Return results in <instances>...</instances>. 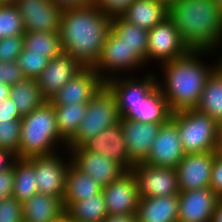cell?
Instances as JSON below:
<instances>
[{"label":"cell","instance_id":"4fadbf2b","mask_svg":"<svg viewBox=\"0 0 222 222\" xmlns=\"http://www.w3.org/2000/svg\"><path fill=\"white\" fill-rule=\"evenodd\" d=\"M67 150L70 153L71 163L83 173L91 175L102 187L109 185L127 172L120 163L105 155L88 151L84 146Z\"/></svg>","mask_w":222,"mask_h":222},{"label":"cell","instance_id":"816d5d0a","mask_svg":"<svg viewBox=\"0 0 222 222\" xmlns=\"http://www.w3.org/2000/svg\"><path fill=\"white\" fill-rule=\"evenodd\" d=\"M160 1H162L163 3H165L166 5H170V4H172V3H174V2H176V1H178V0H160Z\"/></svg>","mask_w":222,"mask_h":222},{"label":"cell","instance_id":"f907efd6","mask_svg":"<svg viewBox=\"0 0 222 222\" xmlns=\"http://www.w3.org/2000/svg\"><path fill=\"white\" fill-rule=\"evenodd\" d=\"M16 0H0V6L3 5H15Z\"/></svg>","mask_w":222,"mask_h":222},{"label":"cell","instance_id":"7dc6e473","mask_svg":"<svg viewBox=\"0 0 222 222\" xmlns=\"http://www.w3.org/2000/svg\"><path fill=\"white\" fill-rule=\"evenodd\" d=\"M215 54L216 68L222 73V43L213 51ZM217 54V55H216ZM219 58V59H218Z\"/></svg>","mask_w":222,"mask_h":222},{"label":"cell","instance_id":"8d00e7d4","mask_svg":"<svg viewBox=\"0 0 222 222\" xmlns=\"http://www.w3.org/2000/svg\"><path fill=\"white\" fill-rule=\"evenodd\" d=\"M0 222H24L22 203L14 197L0 200Z\"/></svg>","mask_w":222,"mask_h":222},{"label":"cell","instance_id":"d6a6232c","mask_svg":"<svg viewBox=\"0 0 222 222\" xmlns=\"http://www.w3.org/2000/svg\"><path fill=\"white\" fill-rule=\"evenodd\" d=\"M24 22L15 5L0 6V39L25 33Z\"/></svg>","mask_w":222,"mask_h":222},{"label":"cell","instance_id":"7a4b0ae2","mask_svg":"<svg viewBox=\"0 0 222 222\" xmlns=\"http://www.w3.org/2000/svg\"><path fill=\"white\" fill-rule=\"evenodd\" d=\"M111 19L95 4L64 10L59 29L63 52L83 67H94L111 29Z\"/></svg>","mask_w":222,"mask_h":222},{"label":"cell","instance_id":"681fc988","mask_svg":"<svg viewBox=\"0 0 222 222\" xmlns=\"http://www.w3.org/2000/svg\"><path fill=\"white\" fill-rule=\"evenodd\" d=\"M216 152L220 157H222V133L219 137L218 148Z\"/></svg>","mask_w":222,"mask_h":222},{"label":"cell","instance_id":"5b68a950","mask_svg":"<svg viewBox=\"0 0 222 222\" xmlns=\"http://www.w3.org/2000/svg\"><path fill=\"white\" fill-rule=\"evenodd\" d=\"M63 149H67V143L60 137L55 108L49 101L22 116L17 158L52 155Z\"/></svg>","mask_w":222,"mask_h":222},{"label":"cell","instance_id":"4dcf8cb0","mask_svg":"<svg viewBox=\"0 0 222 222\" xmlns=\"http://www.w3.org/2000/svg\"><path fill=\"white\" fill-rule=\"evenodd\" d=\"M88 103L54 106L60 137L68 144L77 134Z\"/></svg>","mask_w":222,"mask_h":222},{"label":"cell","instance_id":"277c9868","mask_svg":"<svg viewBox=\"0 0 222 222\" xmlns=\"http://www.w3.org/2000/svg\"><path fill=\"white\" fill-rule=\"evenodd\" d=\"M168 18L191 50L214 51L222 43V13L216 0H178Z\"/></svg>","mask_w":222,"mask_h":222},{"label":"cell","instance_id":"ba28073f","mask_svg":"<svg viewBox=\"0 0 222 222\" xmlns=\"http://www.w3.org/2000/svg\"><path fill=\"white\" fill-rule=\"evenodd\" d=\"M146 64L136 55L121 37L110 29L99 60L93 69L106 82L109 79L141 73ZM140 70V71H139ZM126 73V74H125Z\"/></svg>","mask_w":222,"mask_h":222},{"label":"cell","instance_id":"4316f807","mask_svg":"<svg viewBox=\"0 0 222 222\" xmlns=\"http://www.w3.org/2000/svg\"><path fill=\"white\" fill-rule=\"evenodd\" d=\"M9 97L21 116L30 114L47 101L42 95L37 79L32 78H24L10 86Z\"/></svg>","mask_w":222,"mask_h":222},{"label":"cell","instance_id":"836d02e7","mask_svg":"<svg viewBox=\"0 0 222 222\" xmlns=\"http://www.w3.org/2000/svg\"><path fill=\"white\" fill-rule=\"evenodd\" d=\"M49 59L44 55L31 54L25 48L18 55L17 63L25 78L37 79L48 65Z\"/></svg>","mask_w":222,"mask_h":222},{"label":"cell","instance_id":"60d3db41","mask_svg":"<svg viewBox=\"0 0 222 222\" xmlns=\"http://www.w3.org/2000/svg\"><path fill=\"white\" fill-rule=\"evenodd\" d=\"M14 189V168L13 165L0 172V200L12 197Z\"/></svg>","mask_w":222,"mask_h":222},{"label":"cell","instance_id":"d4e9b609","mask_svg":"<svg viewBox=\"0 0 222 222\" xmlns=\"http://www.w3.org/2000/svg\"><path fill=\"white\" fill-rule=\"evenodd\" d=\"M102 191V185L95 181L91 175L83 173L70 163L65 177L64 207L71 202H78L85 198L93 197V195L99 194Z\"/></svg>","mask_w":222,"mask_h":222},{"label":"cell","instance_id":"2e32d148","mask_svg":"<svg viewBox=\"0 0 222 222\" xmlns=\"http://www.w3.org/2000/svg\"><path fill=\"white\" fill-rule=\"evenodd\" d=\"M215 153L216 151L184 154L176 167L180 192L210 186Z\"/></svg>","mask_w":222,"mask_h":222},{"label":"cell","instance_id":"bcb514c9","mask_svg":"<svg viewBox=\"0 0 222 222\" xmlns=\"http://www.w3.org/2000/svg\"><path fill=\"white\" fill-rule=\"evenodd\" d=\"M212 222H222V198H220L217 203V207L213 213Z\"/></svg>","mask_w":222,"mask_h":222},{"label":"cell","instance_id":"83f0119b","mask_svg":"<svg viewBox=\"0 0 222 222\" xmlns=\"http://www.w3.org/2000/svg\"><path fill=\"white\" fill-rule=\"evenodd\" d=\"M197 110L222 123V73L216 68L208 77Z\"/></svg>","mask_w":222,"mask_h":222},{"label":"cell","instance_id":"cb8c5ba5","mask_svg":"<svg viewBox=\"0 0 222 222\" xmlns=\"http://www.w3.org/2000/svg\"><path fill=\"white\" fill-rule=\"evenodd\" d=\"M179 195L140 198L137 222H177Z\"/></svg>","mask_w":222,"mask_h":222},{"label":"cell","instance_id":"7c38bea8","mask_svg":"<svg viewBox=\"0 0 222 222\" xmlns=\"http://www.w3.org/2000/svg\"><path fill=\"white\" fill-rule=\"evenodd\" d=\"M26 32H59L63 10L52 0H16Z\"/></svg>","mask_w":222,"mask_h":222},{"label":"cell","instance_id":"7bdbcfd3","mask_svg":"<svg viewBox=\"0 0 222 222\" xmlns=\"http://www.w3.org/2000/svg\"><path fill=\"white\" fill-rule=\"evenodd\" d=\"M63 11L72 8H84L95 4V0H52Z\"/></svg>","mask_w":222,"mask_h":222},{"label":"cell","instance_id":"d590c367","mask_svg":"<svg viewBox=\"0 0 222 222\" xmlns=\"http://www.w3.org/2000/svg\"><path fill=\"white\" fill-rule=\"evenodd\" d=\"M24 49L23 35L0 39V62L15 61Z\"/></svg>","mask_w":222,"mask_h":222},{"label":"cell","instance_id":"3957f363","mask_svg":"<svg viewBox=\"0 0 222 222\" xmlns=\"http://www.w3.org/2000/svg\"><path fill=\"white\" fill-rule=\"evenodd\" d=\"M155 72L150 69L144 75L119 76L105 82L116 97L121 118L143 123H167L171 119L172 112L157 85Z\"/></svg>","mask_w":222,"mask_h":222},{"label":"cell","instance_id":"52a82bcc","mask_svg":"<svg viewBox=\"0 0 222 222\" xmlns=\"http://www.w3.org/2000/svg\"><path fill=\"white\" fill-rule=\"evenodd\" d=\"M121 115L116 97L104 85L88 102L87 110L82 118L75 137L67 144V149L83 147L101 131L119 124Z\"/></svg>","mask_w":222,"mask_h":222},{"label":"cell","instance_id":"5bb4252c","mask_svg":"<svg viewBox=\"0 0 222 222\" xmlns=\"http://www.w3.org/2000/svg\"><path fill=\"white\" fill-rule=\"evenodd\" d=\"M104 85L93 67H84L49 102L53 106L88 103Z\"/></svg>","mask_w":222,"mask_h":222},{"label":"cell","instance_id":"1f68e13d","mask_svg":"<svg viewBox=\"0 0 222 222\" xmlns=\"http://www.w3.org/2000/svg\"><path fill=\"white\" fill-rule=\"evenodd\" d=\"M24 48L31 54L44 55L49 60L63 52L59 32H25Z\"/></svg>","mask_w":222,"mask_h":222},{"label":"cell","instance_id":"ac0fdd59","mask_svg":"<svg viewBox=\"0 0 222 222\" xmlns=\"http://www.w3.org/2000/svg\"><path fill=\"white\" fill-rule=\"evenodd\" d=\"M120 123L130 160L134 164L144 162L165 123H143L127 118H121Z\"/></svg>","mask_w":222,"mask_h":222},{"label":"cell","instance_id":"74e56055","mask_svg":"<svg viewBox=\"0 0 222 222\" xmlns=\"http://www.w3.org/2000/svg\"><path fill=\"white\" fill-rule=\"evenodd\" d=\"M25 77L17 60L0 62V82L9 86L16 84Z\"/></svg>","mask_w":222,"mask_h":222},{"label":"cell","instance_id":"e0dca14e","mask_svg":"<svg viewBox=\"0 0 222 222\" xmlns=\"http://www.w3.org/2000/svg\"><path fill=\"white\" fill-rule=\"evenodd\" d=\"M83 68L77 60L65 52L50 59L46 68L37 78L43 97L49 101Z\"/></svg>","mask_w":222,"mask_h":222},{"label":"cell","instance_id":"ffe728a7","mask_svg":"<svg viewBox=\"0 0 222 222\" xmlns=\"http://www.w3.org/2000/svg\"><path fill=\"white\" fill-rule=\"evenodd\" d=\"M219 199L210 187L180 192L177 222H212Z\"/></svg>","mask_w":222,"mask_h":222},{"label":"cell","instance_id":"9c48e42d","mask_svg":"<svg viewBox=\"0 0 222 222\" xmlns=\"http://www.w3.org/2000/svg\"><path fill=\"white\" fill-rule=\"evenodd\" d=\"M190 50L173 22L167 18L148 31L146 67L152 62L161 65L172 61L184 56Z\"/></svg>","mask_w":222,"mask_h":222},{"label":"cell","instance_id":"8fae6325","mask_svg":"<svg viewBox=\"0 0 222 222\" xmlns=\"http://www.w3.org/2000/svg\"><path fill=\"white\" fill-rule=\"evenodd\" d=\"M134 174L140 198L179 195L176 169L157 167L145 162L131 168Z\"/></svg>","mask_w":222,"mask_h":222},{"label":"cell","instance_id":"30bf717a","mask_svg":"<svg viewBox=\"0 0 222 222\" xmlns=\"http://www.w3.org/2000/svg\"><path fill=\"white\" fill-rule=\"evenodd\" d=\"M70 163V153L67 149L52 155L33 157V168L39 193L63 199L65 177Z\"/></svg>","mask_w":222,"mask_h":222},{"label":"cell","instance_id":"f35d334b","mask_svg":"<svg viewBox=\"0 0 222 222\" xmlns=\"http://www.w3.org/2000/svg\"><path fill=\"white\" fill-rule=\"evenodd\" d=\"M134 0H95V6L111 18L121 16Z\"/></svg>","mask_w":222,"mask_h":222},{"label":"cell","instance_id":"603a6c76","mask_svg":"<svg viewBox=\"0 0 222 222\" xmlns=\"http://www.w3.org/2000/svg\"><path fill=\"white\" fill-rule=\"evenodd\" d=\"M121 17L149 31L168 18V5L160 0H134Z\"/></svg>","mask_w":222,"mask_h":222},{"label":"cell","instance_id":"d6986e66","mask_svg":"<svg viewBox=\"0 0 222 222\" xmlns=\"http://www.w3.org/2000/svg\"><path fill=\"white\" fill-rule=\"evenodd\" d=\"M184 154L177 126L170 119L161 125L150 154L144 162L157 167L176 169Z\"/></svg>","mask_w":222,"mask_h":222},{"label":"cell","instance_id":"484cf974","mask_svg":"<svg viewBox=\"0 0 222 222\" xmlns=\"http://www.w3.org/2000/svg\"><path fill=\"white\" fill-rule=\"evenodd\" d=\"M107 215L102 192L82 201L71 202L65 207V219L68 222H102Z\"/></svg>","mask_w":222,"mask_h":222},{"label":"cell","instance_id":"c3c4849f","mask_svg":"<svg viewBox=\"0 0 222 222\" xmlns=\"http://www.w3.org/2000/svg\"><path fill=\"white\" fill-rule=\"evenodd\" d=\"M10 86L0 82V103L9 97Z\"/></svg>","mask_w":222,"mask_h":222},{"label":"cell","instance_id":"9a60e30c","mask_svg":"<svg viewBox=\"0 0 222 222\" xmlns=\"http://www.w3.org/2000/svg\"><path fill=\"white\" fill-rule=\"evenodd\" d=\"M102 194L108 215L136 214L140 194L132 171H127L109 185L104 186Z\"/></svg>","mask_w":222,"mask_h":222},{"label":"cell","instance_id":"8992f818","mask_svg":"<svg viewBox=\"0 0 222 222\" xmlns=\"http://www.w3.org/2000/svg\"><path fill=\"white\" fill-rule=\"evenodd\" d=\"M171 120L177 126L185 154L217 151L221 125L215 119L195 108L174 112Z\"/></svg>","mask_w":222,"mask_h":222},{"label":"cell","instance_id":"e575fe53","mask_svg":"<svg viewBox=\"0 0 222 222\" xmlns=\"http://www.w3.org/2000/svg\"><path fill=\"white\" fill-rule=\"evenodd\" d=\"M21 139V120L0 121V149L17 154Z\"/></svg>","mask_w":222,"mask_h":222},{"label":"cell","instance_id":"ab89813d","mask_svg":"<svg viewBox=\"0 0 222 222\" xmlns=\"http://www.w3.org/2000/svg\"><path fill=\"white\" fill-rule=\"evenodd\" d=\"M209 187L219 198H222V157H220L217 152L215 153L214 162L212 164Z\"/></svg>","mask_w":222,"mask_h":222},{"label":"cell","instance_id":"f5cc1de1","mask_svg":"<svg viewBox=\"0 0 222 222\" xmlns=\"http://www.w3.org/2000/svg\"><path fill=\"white\" fill-rule=\"evenodd\" d=\"M216 2L220 6V10H221V13H222V0H216Z\"/></svg>","mask_w":222,"mask_h":222},{"label":"cell","instance_id":"6da1fadb","mask_svg":"<svg viewBox=\"0 0 222 222\" xmlns=\"http://www.w3.org/2000/svg\"><path fill=\"white\" fill-rule=\"evenodd\" d=\"M210 56L212 64L206 61ZM214 58L213 51L190 50L182 57L158 65L157 85L172 113L197 107L207 79L216 69Z\"/></svg>","mask_w":222,"mask_h":222},{"label":"cell","instance_id":"44dd1931","mask_svg":"<svg viewBox=\"0 0 222 222\" xmlns=\"http://www.w3.org/2000/svg\"><path fill=\"white\" fill-rule=\"evenodd\" d=\"M84 147L91 152L105 155L107 158L120 163L127 171L135 165L129 158L121 123L101 131Z\"/></svg>","mask_w":222,"mask_h":222},{"label":"cell","instance_id":"7402d4cb","mask_svg":"<svg viewBox=\"0 0 222 222\" xmlns=\"http://www.w3.org/2000/svg\"><path fill=\"white\" fill-rule=\"evenodd\" d=\"M24 222H61L65 219L63 199L35 194L22 203Z\"/></svg>","mask_w":222,"mask_h":222},{"label":"cell","instance_id":"f1b7e54d","mask_svg":"<svg viewBox=\"0 0 222 222\" xmlns=\"http://www.w3.org/2000/svg\"><path fill=\"white\" fill-rule=\"evenodd\" d=\"M14 189L12 197L23 203L39 193L33 168V157L28 159L17 158L13 164Z\"/></svg>","mask_w":222,"mask_h":222},{"label":"cell","instance_id":"f546056e","mask_svg":"<svg viewBox=\"0 0 222 222\" xmlns=\"http://www.w3.org/2000/svg\"><path fill=\"white\" fill-rule=\"evenodd\" d=\"M111 29L121 37L146 64L148 30L128 23L121 16H116L111 19Z\"/></svg>","mask_w":222,"mask_h":222},{"label":"cell","instance_id":"b9f144b4","mask_svg":"<svg viewBox=\"0 0 222 222\" xmlns=\"http://www.w3.org/2000/svg\"><path fill=\"white\" fill-rule=\"evenodd\" d=\"M22 116L10 97L0 103V121L21 120Z\"/></svg>","mask_w":222,"mask_h":222},{"label":"cell","instance_id":"f6af8a7d","mask_svg":"<svg viewBox=\"0 0 222 222\" xmlns=\"http://www.w3.org/2000/svg\"><path fill=\"white\" fill-rule=\"evenodd\" d=\"M102 222H137L136 214L107 215Z\"/></svg>","mask_w":222,"mask_h":222},{"label":"cell","instance_id":"ee69618b","mask_svg":"<svg viewBox=\"0 0 222 222\" xmlns=\"http://www.w3.org/2000/svg\"><path fill=\"white\" fill-rule=\"evenodd\" d=\"M16 159V154L12 151L0 149V172L9 169Z\"/></svg>","mask_w":222,"mask_h":222}]
</instances>
